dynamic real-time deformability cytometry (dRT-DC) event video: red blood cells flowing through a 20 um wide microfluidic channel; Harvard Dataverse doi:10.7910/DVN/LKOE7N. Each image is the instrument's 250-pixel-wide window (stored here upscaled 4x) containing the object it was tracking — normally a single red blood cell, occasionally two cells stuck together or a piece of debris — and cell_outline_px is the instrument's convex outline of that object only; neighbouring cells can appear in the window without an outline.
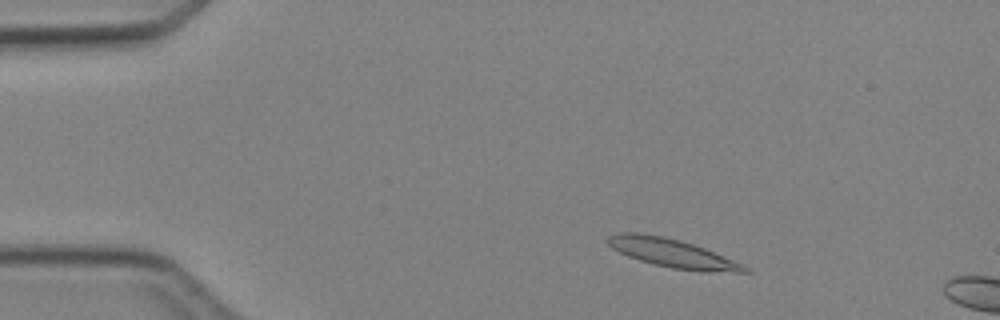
{"species": "Egyptian fruit bat (a non-hibernating species)", "species_latin": "Rousettus aegyptiacus", "temperature_condition": "cold", "stored_images_in_passage": 4, "camera_frame_rate_fps": 3000, "um_per_image_px": 0.085, "animal": {"sex": "female"}, "frame": {"image": 1, "passage_image": 1, "time_ms": 0.0, "image_size_px": [1000, 320], "cell_outline_px": [[752, 272], [700, 272], [672, 268], [640, 260], [628, 256], [612, 248], [604, 240], [608, 236], [620, 232], [636, 232], [664, 236], [680, 240], [704, 248], [732, 260], [748, 268]], "centroid_in_image_um": [57.1, 21.51], "position_along_channel_um": 27.9, "area_um2": 22.6}}
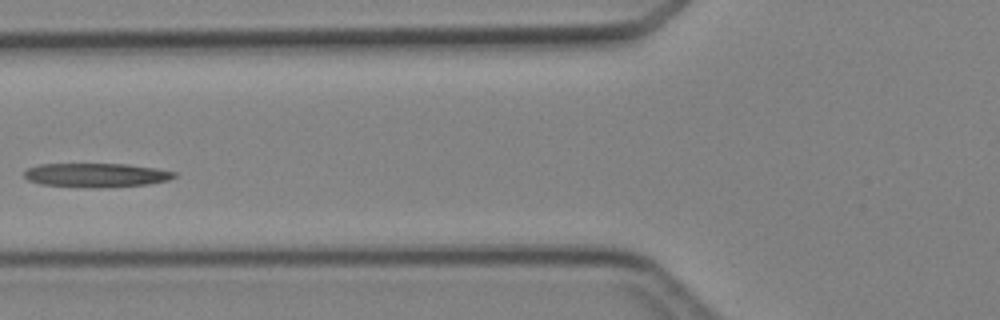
{"frame": {"image": 2, "passage_image": 4, "time_ms": 3.667, "image_size_px": [1000, 320], "cell_outline_px": [[176, 176], [168, 180], [148, 184], [100, 188], [88, 188], [40, 184], [28, 180], [24, 176], [24, 172], [28, 168], [40, 164], [128, 164], [156, 168], [176, 172]], "centroid_in_image_um": [8.17, 14.89], "position_along_channel_um": 117.6, "area_um2": 21.1}}